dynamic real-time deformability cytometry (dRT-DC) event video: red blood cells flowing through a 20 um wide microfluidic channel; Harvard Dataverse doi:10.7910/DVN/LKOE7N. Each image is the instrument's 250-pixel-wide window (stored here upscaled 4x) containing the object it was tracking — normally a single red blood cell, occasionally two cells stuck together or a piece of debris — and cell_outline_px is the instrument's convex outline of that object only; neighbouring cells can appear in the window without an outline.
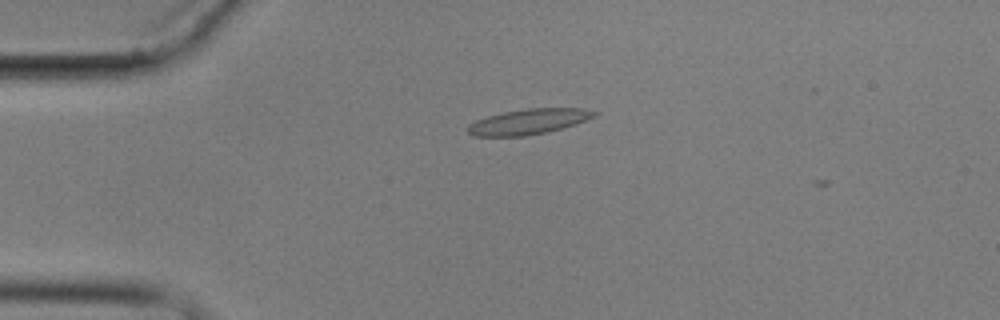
{"species": "common noctule bat (a hibernating species)", "species_latin": "Nyctalus noctula", "temperature_condition": "cold", "stored_images_in_passage": 5, "camera_frame_rate_fps": 3000, "um_per_image_px": 0.085, "animal": {"sex": "male", "body_mass_g": 17.9}, "frame": {"image": 1, "passage_image": 2, "time_ms": 1.0, "image_size_px": [1000, 320], "cell_outline_px": [[596, 116], [576, 124], [548, 132], [524, 136], [472, 136], [468, 132], [468, 124], [476, 120], [488, 116], [504, 112], [528, 108], [580, 108], [596, 112]], "centroid_in_image_um": [44.91, 10.34], "position_along_channel_um": 40.1, "area_um2": 18.61}}
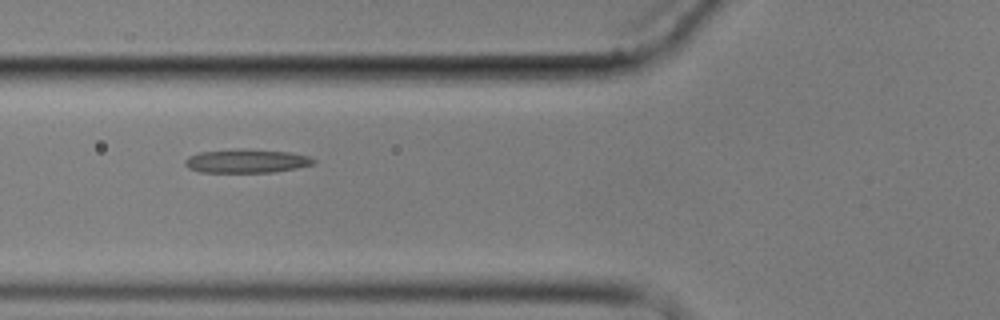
{"frame": {"image": 2, "passage_image": 4, "time_ms": 3.667, "image_size_px": [1000, 320], "cell_outline_px": [[316, 164], [276, 172], [200, 172], [188, 168], [184, 164], [184, 160], [188, 156], [200, 152], [240, 148], [288, 152], [308, 156], [316, 160]], "centroid_in_image_um": [20.94, 13.68], "position_along_channel_um": 104.9, "area_um2": 17.86}}
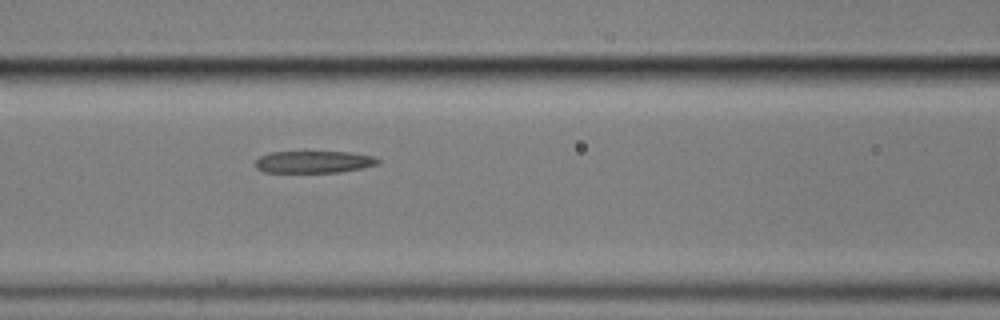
{"frame": {"image": 3, "passage_image": 5, "time_ms": 4.667, "image_size_px": [1000, 320], "cell_outline_px": [[380, 164], [340, 172], [264, 172], [256, 168], [256, 160], [260, 156], [272, 152], [348, 152], [372, 156], [380, 160]], "centroid_in_image_um": [26.67, 13.76], "position_along_channel_um": 139.9, "area_um2": 15.61}}